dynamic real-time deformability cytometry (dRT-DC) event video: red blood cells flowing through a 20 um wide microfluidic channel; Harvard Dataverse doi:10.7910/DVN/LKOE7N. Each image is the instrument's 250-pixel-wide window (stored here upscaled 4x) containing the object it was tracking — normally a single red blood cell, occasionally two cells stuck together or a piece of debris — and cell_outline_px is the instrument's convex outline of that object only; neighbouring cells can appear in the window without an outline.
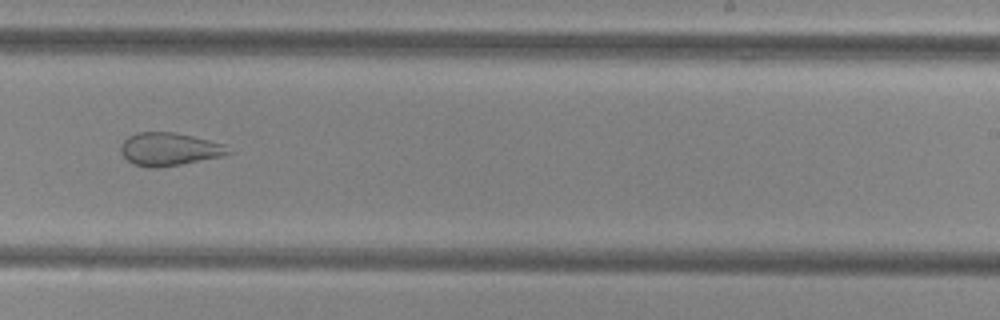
{"species": "common noctule bat (a hibernating species)", "species_latin": "Nyctalus noctula", "temperature_condition": "cold", "stored_images_in_passage": 32, "camera_frame_rate_fps": 3000, "um_per_image_px": 0.085, "animal": {"sex": "female", "body_mass_g": 29.2, "forearm_length_mm": 56.3}, "frame": {"image": 1, "passage_image": 19, "time_ms": 6.0, "image_size_px": [1000, 320], "cell_outline_px": [[232, 152], [220, 156], [160, 168], [148, 168], [132, 164], [120, 152], [120, 144], [128, 136], [136, 132], [172, 132], [192, 136], [224, 144]], "centroid_in_image_um": [14.32, 12.68], "position_along_channel_um": 274.7, "area_um2": 20.58}}
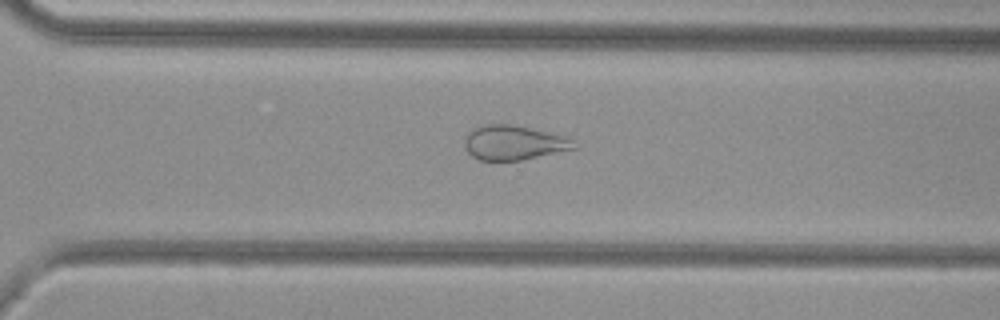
{"frame": {"image": 2, "passage_image": 23, "time_ms": 7.333, "image_size_px": [1000, 320], "cell_outline_px": [[580, 148], [520, 160], [480, 160], [472, 156], [468, 152], [464, 144], [464, 140], [468, 132], [472, 128], [484, 124], [512, 124], [564, 136], [572, 140]], "centroid_in_image_um": [43.66, 12.12], "position_along_channel_um": 326.9, "area_um2": 22.02}}